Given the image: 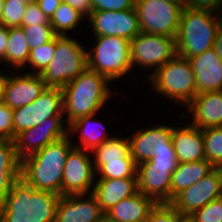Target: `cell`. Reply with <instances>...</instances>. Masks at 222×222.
I'll return each instance as SVG.
<instances>
[{
    "instance_id": "6da1fadb",
    "label": "cell",
    "mask_w": 222,
    "mask_h": 222,
    "mask_svg": "<svg viewBox=\"0 0 222 222\" xmlns=\"http://www.w3.org/2000/svg\"><path fill=\"white\" fill-rule=\"evenodd\" d=\"M109 82L106 77L87 68L62 88L63 117L67 126L81 117L99 113L106 108L104 106L109 104L111 97L117 94L112 91L113 86Z\"/></svg>"
},
{
    "instance_id": "7a4b0ae2",
    "label": "cell",
    "mask_w": 222,
    "mask_h": 222,
    "mask_svg": "<svg viewBox=\"0 0 222 222\" xmlns=\"http://www.w3.org/2000/svg\"><path fill=\"white\" fill-rule=\"evenodd\" d=\"M60 195L36 190L19 176L1 200V222H55Z\"/></svg>"
},
{
    "instance_id": "3957f363",
    "label": "cell",
    "mask_w": 222,
    "mask_h": 222,
    "mask_svg": "<svg viewBox=\"0 0 222 222\" xmlns=\"http://www.w3.org/2000/svg\"><path fill=\"white\" fill-rule=\"evenodd\" d=\"M74 147L69 135L49 143L43 149L21 160V174L36 190L62 196L63 168Z\"/></svg>"
},
{
    "instance_id": "277c9868",
    "label": "cell",
    "mask_w": 222,
    "mask_h": 222,
    "mask_svg": "<svg viewBox=\"0 0 222 222\" xmlns=\"http://www.w3.org/2000/svg\"><path fill=\"white\" fill-rule=\"evenodd\" d=\"M149 83V84H147ZM147 87L154 93L152 96L160 100L171 101L172 105L184 109L198 94L196 91L195 74L187 58L176 55L173 59L159 67L150 77L146 79ZM161 96V97H160ZM165 99H163V98Z\"/></svg>"
},
{
    "instance_id": "5b68a950",
    "label": "cell",
    "mask_w": 222,
    "mask_h": 222,
    "mask_svg": "<svg viewBox=\"0 0 222 222\" xmlns=\"http://www.w3.org/2000/svg\"><path fill=\"white\" fill-rule=\"evenodd\" d=\"M222 14L187 8L182 11L176 36L177 55L190 58L212 48Z\"/></svg>"
},
{
    "instance_id": "8992f818",
    "label": "cell",
    "mask_w": 222,
    "mask_h": 222,
    "mask_svg": "<svg viewBox=\"0 0 222 222\" xmlns=\"http://www.w3.org/2000/svg\"><path fill=\"white\" fill-rule=\"evenodd\" d=\"M93 46L87 47L88 68L106 77L111 83L129 78L131 66L130 41L117 36L90 37Z\"/></svg>"
},
{
    "instance_id": "52a82bcc",
    "label": "cell",
    "mask_w": 222,
    "mask_h": 222,
    "mask_svg": "<svg viewBox=\"0 0 222 222\" xmlns=\"http://www.w3.org/2000/svg\"><path fill=\"white\" fill-rule=\"evenodd\" d=\"M151 159L137 165V188L156 203L171 202V178L178 161L174 146L153 149Z\"/></svg>"
},
{
    "instance_id": "ba28073f",
    "label": "cell",
    "mask_w": 222,
    "mask_h": 222,
    "mask_svg": "<svg viewBox=\"0 0 222 222\" xmlns=\"http://www.w3.org/2000/svg\"><path fill=\"white\" fill-rule=\"evenodd\" d=\"M79 41V42H78ZM73 36H56L53 59L40 73L47 88L62 89L88 68L87 46Z\"/></svg>"
},
{
    "instance_id": "9c48e42d",
    "label": "cell",
    "mask_w": 222,
    "mask_h": 222,
    "mask_svg": "<svg viewBox=\"0 0 222 222\" xmlns=\"http://www.w3.org/2000/svg\"><path fill=\"white\" fill-rule=\"evenodd\" d=\"M130 48L131 66L133 73V79H131L130 85L132 84L134 86H138L136 83L138 80L142 78V80L145 81L159 67L177 55L176 38L145 32H140L130 41ZM133 71H135L136 74ZM140 71L145 73L144 76L140 74ZM138 73L139 76L137 75ZM142 76L146 78L143 79Z\"/></svg>"
},
{
    "instance_id": "30bf717a",
    "label": "cell",
    "mask_w": 222,
    "mask_h": 222,
    "mask_svg": "<svg viewBox=\"0 0 222 222\" xmlns=\"http://www.w3.org/2000/svg\"><path fill=\"white\" fill-rule=\"evenodd\" d=\"M141 32L176 38L183 9L170 0H135Z\"/></svg>"
},
{
    "instance_id": "8fae6325",
    "label": "cell",
    "mask_w": 222,
    "mask_h": 222,
    "mask_svg": "<svg viewBox=\"0 0 222 222\" xmlns=\"http://www.w3.org/2000/svg\"><path fill=\"white\" fill-rule=\"evenodd\" d=\"M63 105L62 89L46 88L32 103L13 110L14 139L19 132L35 127L48 118L63 115Z\"/></svg>"
},
{
    "instance_id": "7c38bea8",
    "label": "cell",
    "mask_w": 222,
    "mask_h": 222,
    "mask_svg": "<svg viewBox=\"0 0 222 222\" xmlns=\"http://www.w3.org/2000/svg\"><path fill=\"white\" fill-rule=\"evenodd\" d=\"M63 169L62 196L92 193L96 172L90 151L73 147Z\"/></svg>"
},
{
    "instance_id": "4fadbf2b",
    "label": "cell",
    "mask_w": 222,
    "mask_h": 222,
    "mask_svg": "<svg viewBox=\"0 0 222 222\" xmlns=\"http://www.w3.org/2000/svg\"><path fill=\"white\" fill-rule=\"evenodd\" d=\"M219 197H222V168H214L201 180L177 194L170 204L183 217H188Z\"/></svg>"
},
{
    "instance_id": "5bb4252c",
    "label": "cell",
    "mask_w": 222,
    "mask_h": 222,
    "mask_svg": "<svg viewBox=\"0 0 222 222\" xmlns=\"http://www.w3.org/2000/svg\"><path fill=\"white\" fill-rule=\"evenodd\" d=\"M91 36H117L131 41L140 32L139 20L135 8L123 11H93L86 19Z\"/></svg>"
},
{
    "instance_id": "9a60e30c",
    "label": "cell",
    "mask_w": 222,
    "mask_h": 222,
    "mask_svg": "<svg viewBox=\"0 0 222 222\" xmlns=\"http://www.w3.org/2000/svg\"><path fill=\"white\" fill-rule=\"evenodd\" d=\"M66 135H68V126L64 117L56 115L35 127L19 132L13 141L19 159L23 160Z\"/></svg>"
},
{
    "instance_id": "2e32d148",
    "label": "cell",
    "mask_w": 222,
    "mask_h": 222,
    "mask_svg": "<svg viewBox=\"0 0 222 222\" xmlns=\"http://www.w3.org/2000/svg\"><path fill=\"white\" fill-rule=\"evenodd\" d=\"M156 125L154 126V124ZM157 123L152 126H135V131L128 136L130 144V155L138 165L141 162L149 160L153 156L154 148L172 147L173 123ZM149 127V128H148Z\"/></svg>"
},
{
    "instance_id": "e0dca14e",
    "label": "cell",
    "mask_w": 222,
    "mask_h": 222,
    "mask_svg": "<svg viewBox=\"0 0 222 222\" xmlns=\"http://www.w3.org/2000/svg\"><path fill=\"white\" fill-rule=\"evenodd\" d=\"M46 88L40 74L11 71L5 85L3 103L13 110L21 108L37 99Z\"/></svg>"
},
{
    "instance_id": "ac0fdd59",
    "label": "cell",
    "mask_w": 222,
    "mask_h": 222,
    "mask_svg": "<svg viewBox=\"0 0 222 222\" xmlns=\"http://www.w3.org/2000/svg\"><path fill=\"white\" fill-rule=\"evenodd\" d=\"M184 110L181 112L183 118L189 119L188 122L194 127L201 130L221 127L222 91L198 93Z\"/></svg>"
},
{
    "instance_id": "d6986e66",
    "label": "cell",
    "mask_w": 222,
    "mask_h": 222,
    "mask_svg": "<svg viewBox=\"0 0 222 222\" xmlns=\"http://www.w3.org/2000/svg\"><path fill=\"white\" fill-rule=\"evenodd\" d=\"M105 213L92 194L61 196L55 222H97Z\"/></svg>"
},
{
    "instance_id": "ffe728a7",
    "label": "cell",
    "mask_w": 222,
    "mask_h": 222,
    "mask_svg": "<svg viewBox=\"0 0 222 222\" xmlns=\"http://www.w3.org/2000/svg\"><path fill=\"white\" fill-rule=\"evenodd\" d=\"M179 122L185 120V125L176 126L173 124L172 144L176 152L178 163H189L205 159L204 138L202 130L192 126L183 118L182 113L179 115ZM183 124V127H182Z\"/></svg>"
},
{
    "instance_id": "44dd1931",
    "label": "cell",
    "mask_w": 222,
    "mask_h": 222,
    "mask_svg": "<svg viewBox=\"0 0 222 222\" xmlns=\"http://www.w3.org/2000/svg\"><path fill=\"white\" fill-rule=\"evenodd\" d=\"M188 60L195 74L197 93L222 91V60L213 47Z\"/></svg>"
},
{
    "instance_id": "7402d4cb",
    "label": "cell",
    "mask_w": 222,
    "mask_h": 222,
    "mask_svg": "<svg viewBox=\"0 0 222 222\" xmlns=\"http://www.w3.org/2000/svg\"><path fill=\"white\" fill-rule=\"evenodd\" d=\"M97 115L99 116L100 113L81 117L68 126V135L74 147L92 151L113 136L109 134L103 120H100ZM75 135L79 137L77 142L74 139Z\"/></svg>"
},
{
    "instance_id": "603a6c76",
    "label": "cell",
    "mask_w": 222,
    "mask_h": 222,
    "mask_svg": "<svg viewBox=\"0 0 222 222\" xmlns=\"http://www.w3.org/2000/svg\"><path fill=\"white\" fill-rule=\"evenodd\" d=\"M138 191L137 178L96 179L92 194L102 211L106 213L121 200Z\"/></svg>"
},
{
    "instance_id": "cb8c5ba5",
    "label": "cell",
    "mask_w": 222,
    "mask_h": 222,
    "mask_svg": "<svg viewBox=\"0 0 222 222\" xmlns=\"http://www.w3.org/2000/svg\"><path fill=\"white\" fill-rule=\"evenodd\" d=\"M155 205L152 198L137 191L114 205L105 216L112 222H143Z\"/></svg>"
},
{
    "instance_id": "d4e9b609",
    "label": "cell",
    "mask_w": 222,
    "mask_h": 222,
    "mask_svg": "<svg viewBox=\"0 0 222 222\" xmlns=\"http://www.w3.org/2000/svg\"><path fill=\"white\" fill-rule=\"evenodd\" d=\"M20 174L21 160L14 141L0 138V201L10 192L14 180Z\"/></svg>"
},
{
    "instance_id": "484cf974",
    "label": "cell",
    "mask_w": 222,
    "mask_h": 222,
    "mask_svg": "<svg viewBox=\"0 0 222 222\" xmlns=\"http://www.w3.org/2000/svg\"><path fill=\"white\" fill-rule=\"evenodd\" d=\"M215 167L206 159L189 163H178L172 172L171 178V201L186 188L201 180Z\"/></svg>"
},
{
    "instance_id": "4316f807",
    "label": "cell",
    "mask_w": 222,
    "mask_h": 222,
    "mask_svg": "<svg viewBox=\"0 0 222 222\" xmlns=\"http://www.w3.org/2000/svg\"><path fill=\"white\" fill-rule=\"evenodd\" d=\"M114 133L101 145L95 147L91 152L93 164H107L114 161H134L130 155V144L127 136Z\"/></svg>"
},
{
    "instance_id": "83f0119b",
    "label": "cell",
    "mask_w": 222,
    "mask_h": 222,
    "mask_svg": "<svg viewBox=\"0 0 222 222\" xmlns=\"http://www.w3.org/2000/svg\"><path fill=\"white\" fill-rule=\"evenodd\" d=\"M30 55L22 27H10L8 43L5 52V68L11 71H21L26 67Z\"/></svg>"
},
{
    "instance_id": "f1b7e54d",
    "label": "cell",
    "mask_w": 222,
    "mask_h": 222,
    "mask_svg": "<svg viewBox=\"0 0 222 222\" xmlns=\"http://www.w3.org/2000/svg\"><path fill=\"white\" fill-rule=\"evenodd\" d=\"M83 21H86V18L80 12L62 2L51 17L50 24L57 35L71 36L77 27L80 34L82 28L79 29V27Z\"/></svg>"
},
{
    "instance_id": "f546056e",
    "label": "cell",
    "mask_w": 222,
    "mask_h": 222,
    "mask_svg": "<svg viewBox=\"0 0 222 222\" xmlns=\"http://www.w3.org/2000/svg\"><path fill=\"white\" fill-rule=\"evenodd\" d=\"M96 179L137 178V164L134 161H114L94 164Z\"/></svg>"
},
{
    "instance_id": "4dcf8cb0",
    "label": "cell",
    "mask_w": 222,
    "mask_h": 222,
    "mask_svg": "<svg viewBox=\"0 0 222 222\" xmlns=\"http://www.w3.org/2000/svg\"><path fill=\"white\" fill-rule=\"evenodd\" d=\"M205 159L215 168H222V127L202 129Z\"/></svg>"
},
{
    "instance_id": "1f68e13d",
    "label": "cell",
    "mask_w": 222,
    "mask_h": 222,
    "mask_svg": "<svg viewBox=\"0 0 222 222\" xmlns=\"http://www.w3.org/2000/svg\"><path fill=\"white\" fill-rule=\"evenodd\" d=\"M56 51V37L46 44L30 49L24 72L40 74L51 62Z\"/></svg>"
},
{
    "instance_id": "d6a6232c",
    "label": "cell",
    "mask_w": 222,
    "mask_h": 222,
    "mask_svg": "<svg viewBox=\"0 0 222 222\" xmlns=\"http://www.w3.org/2000/svg\"><path fill=\"white\" fill-rule=\"evenodd\" d=\"M28 3L17 0H4L0 13V24L10 27H21Z\"/></svg>"
},
{
    "instance_id": "836d02e7",
    "label": "cell",
    "mask_w": 222,
    "mask_h": 222,
    "mask_svg": "<svg viewBox=\"0 0 222 222\" xmlns=\"http://www.w3.org/2000/svg\"><path fill=\"white\" fill-rule=\"evenodd\" d=\"M22 28L30 49L46 44L57 36L51 25H31Z\"/></svg>"
},
{
    "instance_id": "e575fe53",
    "label": "cell",
    "mask_w": 222,
    "mask_h": 222,
    "mask_svg": "<svg viewBox=\"0 0 222 222\" xmlns=\"http://www.w3.org/2000/svg\"><path fill=\"white\" fill-rule=\"evenodd\" d=\"M188 218L191 222H222V197L210 201Z\"/></svg>"
},
{
    "instance_id": "d590c367",
    "label": "cell",
    "mask_w": 222,
    "mask_h": 222,
    "mask_svg": "<svg viewBox=\"0 0 222 222\" xmlns=\"http://www.w3.org/2000/svg\"><path fill=\"white\" fill-rule=\"evenodd\" d=\"M183 216L170 203H156L146 222H179Z\"/></svg>"
},
{
    "instance_id": "8d00e7d4",
    "label": "cell",
    "mask_w": 222,
    "mask_h": 222,
    "mask_svg": "<svg viewBox=\"0 0 222 222\" xmlns=\"http://www.w3.org/2000/svg\"><path fill=\"white\" fill-rule=\"evenodd\" d=\"M31 25H51L50 20L35 1L28 3L21 27Z\"/></svg>"
},
{
    "instance_id": "74e56055",
    "label": "cell",
    "mask_w": 222,
    "mask_h": 222,
    "mask_svg": "<svg viewBox=\"0 0 222 222\" xmlns=\"http://www.w3.org/2000/svg\"><path fill=\"white\" fill-rule=\"evenodd\" d=\"M0 138L14 140L13 109L0 103Z\"/></svg>"
},
{
    "instance_id": "f35d334b",
    "label": "cell",
    "mask_w": 222,
    "mask_h": 222,
    "mask_svg": "<svg viewBox=\"0 0 222 222\" xmlns=\"http://www.w3.org/2000/svg\"><path fill=\"white\" fill-rule=\"evenodd\" d=\"M93 11H123L134 8L135 0H92Z\"/></svg>"
},
{
    "instance_id": "ab89813d",
    "label": "cell",
    "mask_w": 222,
    "mask_h": 222,
    "mask_svg": "<svg viewBox=\"0 0 222 222\" xmlns=\"http://www.w3.org/2000/svg\"><path fill=\"white\" fill-rule=\"evenodd\" d=\"M190 9L207 10L222 14V0H190Z\"/></svg>"
},
{
    "instance_id": "60d3db41",
    "label": "cell",
    "mask_w": 222,
    "mask_h": 222,
    "mask_svg": "<svg viewBox=\"0 0 222 222\" xmlns=\"http://www.w3.org/2000/svg\"><path fill=\"white\" fill-rule=\"evenodd\" d=\"M62 2L80 12L86 19L93 12L92 0H62Z\"/></svg>"
},
{
    "instance_id": "b9f144b4",
    "label": "cell",
    "mask_w": 222,
    "mask_h": 222,
    "mask_svg": "<svg viewBox=\"0 0 222 222\" xmlns=\"http://www.w3.org/2000/svg\"><path fill=\"white\" fill-rule=\"evenodd\" d=\"M41 10L45 13L47 18L50 20L54 12L58 9L62 0H35Z\"/></svg>"
},
{
    "instance_id": "7bdbcfd3",
    "label": "cell",
    "mask_w": 222,
    "mask_h": 222,
    "mask_svg": "<svg viewBox=\"0 0 222 222\" xmlns=\"http://www.w3.org/2000/svg\"><path fill=\"white\" fill-rule=\"evenodd\" d=\"M9 28L0 24V58L5 68V52L8 43Z\"/></svg>"
},
{
    "instance_id": "ee69618b",
    "label": "cell",
    "mask_w": 222,
    "mask_h": 222,
    "mask_svg": "<svg viewBox=\"0 0 222 222\" xmlns=\"http://www.w3.org/2000/svg\"><path fill=\"white\" fill-rule=\"evenodd\" d=\"M11 71L9 69L0 70V103L4 101L5 85Z\"/></svg>"
},
{
    "instance_id": "f6af8a7d",
    "label": "cell",
    "mask_w": 222,
    "mask_h": 222,
    "mask_svg": "<svg viewBox=\"0 0 222 222\" xmlns=\"http://www.w3.org/2000/svg\"><path fill=\"white\" fill-rule=\"evenodd\" d=\"M213 48L217 53L218 57L222 60V23L218 28Z\"/></svg>"
},
{
    "instance_id": "bcb514c9",
    "label": "cell",
    "mask_w": 222,
    "mask_h": 222,
    "mask_svg": "<svg viewBox=\"0 0 222 222\" xmlns=\"http://www.w3.org/2000/svg\"><path fill=\"white\" fill-rule=\"evenodd\" d=\"M173 4L182 8L183 10L190 8V0H170Z\"/></svg>"
},
{
    "instance_id": "7dc6e473",
    "label": "cell",
    "mask_w": 222,
    "mask_h": 222,
    "mask_svg": "<svg viewBox=\"0 0 222 222\" xmlns=\"http://www.w3.org/2000/svg\"><path fill=\"white\" fill-rule=\"evenodd\" d=\"M97 222H112L110 221L106 216H103L100 220H98Z\"/></svg>"
},
{
    "instance_id": "c3c4849f",
    "label": "cell",
    "mask_w": 222,
    "mask_h": 222,
    "mask_svg": "<svg viewBox=\"0 0 222 222\" xmlns=\"http://www.w3.org/2000/svg\"><path fill=\"white\" fill-rule=\"evenodd\" d=\"M179 222H191L188 217H183Z\"/></svg>"
},
{
    "instance_id": "681fc988",
    "label": "cell",
    "mask_w": 222,
    "mask_h": 222,
    "mask_svg": "<svg viewBox=\"0 0 222 222\" xmlns=\"http://www.w3.org/2000/svg\"><path fill=\"white\" fill-rule=\"evenodd\" d=\"M17 1L24 2V3H31V2H33L35 0H17Z\"/></svg>"
},
{
    "instance_id": "f907efd6",
    "label": "cell",
    "mask_w": 222,
    "mask_h": 222,
    "mask_svg": "<svg viewBox=\"0 0 222 222\" xmlns=\"http://www.w3.org/2000/svg\"><path fill=\"white\" fill-rule=\"evenodd\" d=\"M1 219H2V203L0 201V222H1Z\"/></svg>"
},
{
    "instance_id": "816d5d0a",
    "label": "cell",
    "mask_w": 222,
    "mask_h": 222,
    "mask_svg": "<svg viewBox=\"0 0 222 222\" xmlns=\"http://www.w3.org/2000/svg\"><path fill=\"white\" fill-rule=\"evenodd\" d=\"M3 2H4V0H0V13H1V10H2Z\"/></svg>"
},
{
    "instance_id": "f5cc1de1",
    "label": "cell",
    "mask_w": 222,
    "mask_h": 222,
    "mask_svg": "<svg viewBox=\"0 0 222 222\" xmlns=\"http://www.w3.org/2000/svg\"><path fill=\"white\" fill-rule=\"evenodd\" d=\"M2 64H3V62H2V59L0 58V66H1L0 70L5 69V68H3L4 66H2Z\"/></svg>"
}]
</instances>
